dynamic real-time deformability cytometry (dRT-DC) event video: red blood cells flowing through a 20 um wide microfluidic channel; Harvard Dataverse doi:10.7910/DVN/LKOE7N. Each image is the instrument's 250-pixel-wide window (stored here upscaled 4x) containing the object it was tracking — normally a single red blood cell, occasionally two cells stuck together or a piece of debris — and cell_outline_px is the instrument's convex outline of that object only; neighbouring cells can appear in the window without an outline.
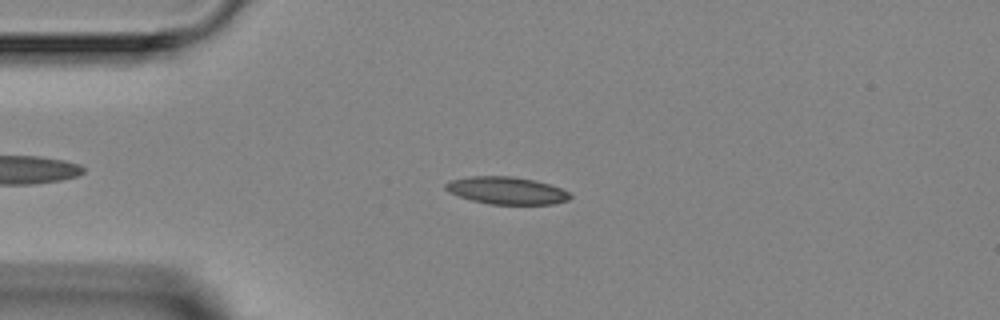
{"species": "Egyptian fruit bat (a non-hibernating species)", "species_latin": "Rousettus aegyptiacus", "temperature_condition": "room temperature", "stored_images_in_passage": 6, "camera_frame_rate_fps": 3000, "um_per_image_px": 0.085, "animal": {"sex": "female"}, "frame": {"image": 1, "passage_image": 2, "time_ms": 1.333, "image_size_px": [1000, 320], "cell_outline_px": [[572, 196], [568, 200], [556, 204], [492, 204], [472, 200], [448, 192], [444, 188], [444, 184], [452, 180], [472, 176], [512, 176], [532, 180], [548, 184], [560, 188], [568, 192]], "centroid_in_image_um": [43.06, 16.2], "position_along_channel_um": 41.9, "area_um2": 19.65}}
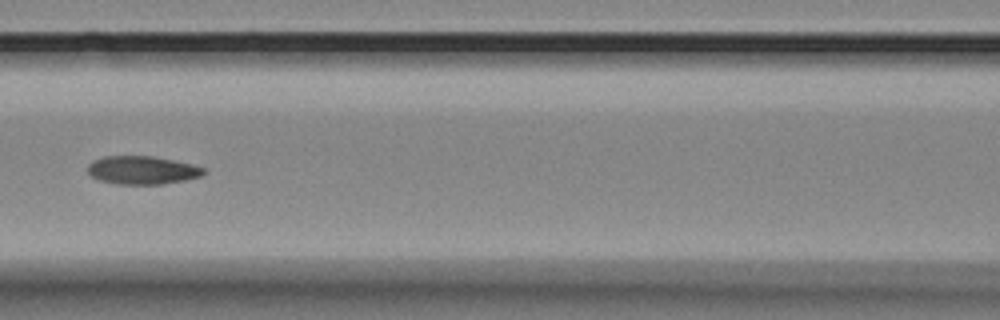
{"frame": {"image": 2, "passage_image": 5, "time_ms": 4.667, "image_size_px": [1000, 320], "cell_outline_px": [[208, 172], [200, 176], [184, 180], [160, 184], [116, 184], [100, 180], [92, 176], [88, 172], [88, 164], [92, 160], [104, 156], [152, 156], [192, 164], [204, 168]], "centroid_in_image_um": [12.08, 14.46], "position_along_channel_um": 154.5, "area_um2": 19.02}}
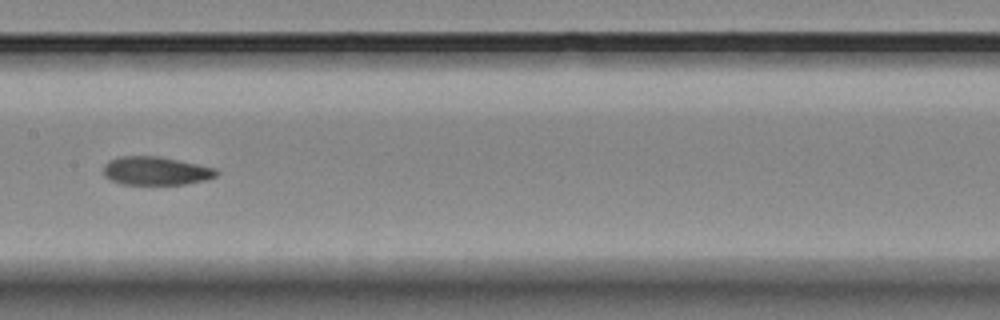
{"frame": {"image": 3, "passage_image": 6, "time_ms": 5.667, "image_size_px": [1000, 320], "cell_outline_px": [[220, 172], [216, 176], [204, 180], [184, 184], [120, 184], [104, 176], [104, 164], [108, 160], [120, 156], [160, 156], [216, 168]], "centroid_in_image_um": [13.24, 14.51], "position_along_channel_um": 194.2, "area_um2": 18.73}}